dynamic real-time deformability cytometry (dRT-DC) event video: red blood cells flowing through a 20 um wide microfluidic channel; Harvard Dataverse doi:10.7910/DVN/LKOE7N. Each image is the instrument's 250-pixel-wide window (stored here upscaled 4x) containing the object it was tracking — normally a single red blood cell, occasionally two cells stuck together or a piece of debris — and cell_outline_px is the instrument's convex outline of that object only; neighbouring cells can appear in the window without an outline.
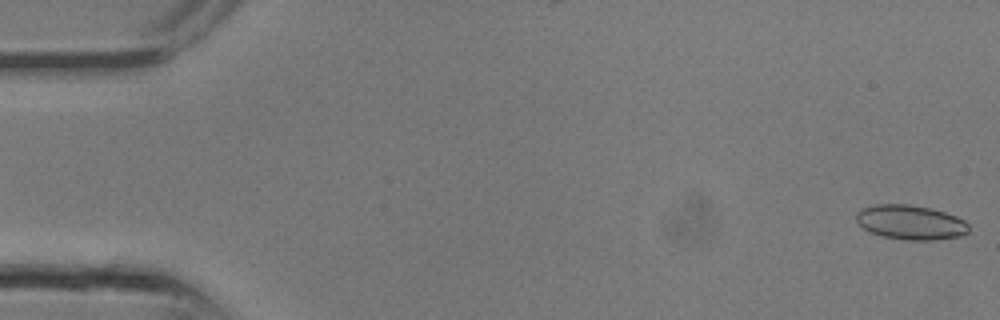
{"species": "common noctule bat (a hibernating species)", "species_latin": "Nyctalus noctula", "temperature_condition": "room temperature", "stored_images_in_passage": 6, "camera_frame_rate_fps": 3000, "um_per_image_px": 0.085, "animal": {"sex": "male", "body_mass_g": 13.3}, "frame": {"image": 1, "passage_image": 1, "time_ms": 0.0, "image_size_px": [1000, 320], "cell_outline_px": [[968, 232], [960, 236], [932, 240], [904, 240], [880, 236], [868, 232], [856, 220], [856, 212], [860, 208], [876, 204], [908, 204], [932, 208], [956, 216], [964, 220], [968, 224]], "centroid_in_image_um": [77.36, 18.89], "position_along_channel_um": 7.6, "area_um2": 22.83}}